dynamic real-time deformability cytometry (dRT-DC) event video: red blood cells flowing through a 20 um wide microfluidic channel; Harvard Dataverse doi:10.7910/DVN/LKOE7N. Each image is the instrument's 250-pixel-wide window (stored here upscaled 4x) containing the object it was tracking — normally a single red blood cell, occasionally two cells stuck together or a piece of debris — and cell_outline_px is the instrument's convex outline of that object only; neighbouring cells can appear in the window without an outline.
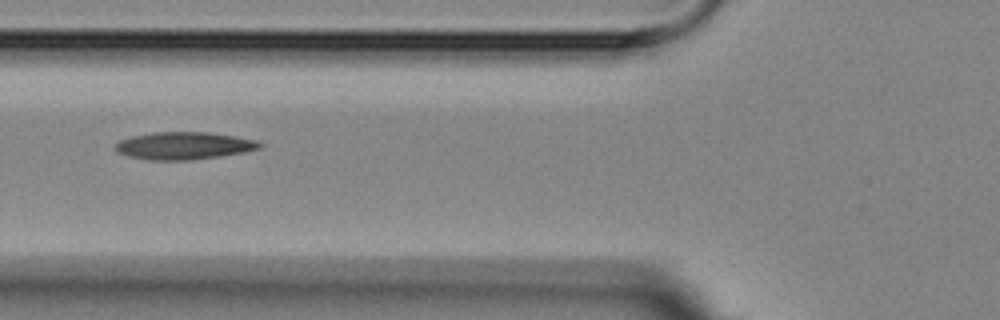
{"species": "Egyptian fruit bat (a non-hibernating species)", "species_latin": "Rousettus aegyptiacus", "temperature_condition": "room temperature", "stored_images_in_passage": 7, "camera_frame_rate_fps": 3000, "um_per_image_px": 0.085, "animal": {"sex": "female"}, "frame": {"image": 1, "passage_image": 6, "time_ms": 6.333, "image_size_px": [1000, 320], "cell_outline_px": [[264, 144], [260, 148], [244, 152], [220, 156], [192, 160], [148, 160], [128, 156], [116, 152], [116, 144], [120, 140], [132, 136], [152, 132], [208, 132], [236, 136], [260, 140]], "centroid_in_image_um": [15.67, 12.38], "position_along_channel_um": 110.1, "area_um2": 23.29}}
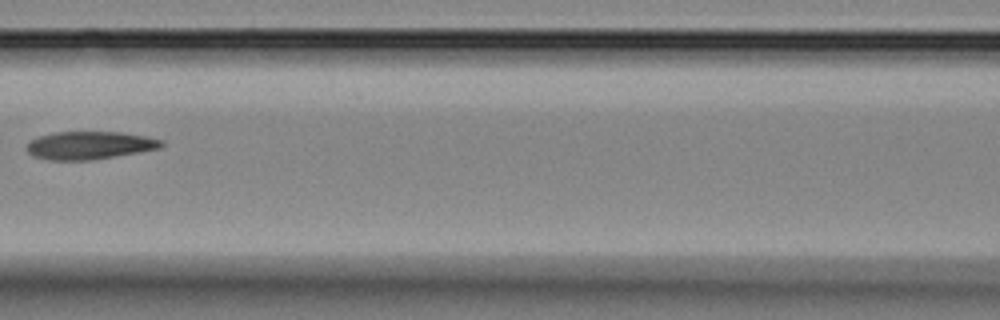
{"frame": {"image": 2, "passage_image": 7, "time_ms": 7.667, "image_size_px": [1000, 320], "cell_outline_px": [[164, 144], [160, 148], [140, 152], [92, 160], [48, 160], [32, 156], [24, 148], [28, 140], [36, 136], [56, 132], [120, 132], [148, 136], [164, 140]], "centroid_in_image_um": [7.58, 12.35], "position_along_channel_um": 159.0, "area_um2": 22.31}}